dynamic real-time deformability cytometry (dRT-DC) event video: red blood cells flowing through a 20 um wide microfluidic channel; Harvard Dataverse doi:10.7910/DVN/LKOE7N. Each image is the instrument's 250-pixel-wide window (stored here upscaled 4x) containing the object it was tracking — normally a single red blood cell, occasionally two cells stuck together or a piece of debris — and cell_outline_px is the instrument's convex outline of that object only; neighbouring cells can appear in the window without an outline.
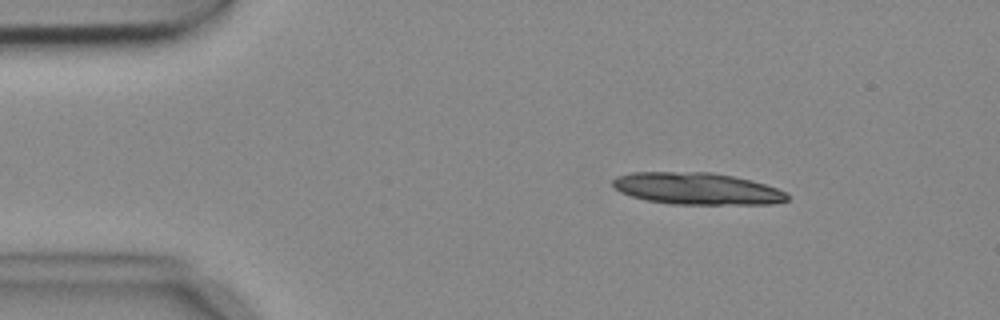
{"species": "common noctule bat (a hibernating species)", "species_latin": "Nyctalus noctula", "temperature_condition": "cold", "stored_images_in_passage": 4, "camera_frame_rate_fps": 3000, "um_per_image_px": 0.085, "animal": {"sex": "female", "body_mass_g": 18.4}, "frame": {"image": 1, "passage_image": 2, "time_ms": 0.333, "image_size_px": [1000, 320], "cell_outline_px": [[788, 200], [772, 204], [672, 204], [648, 200], [632, 196], [620, 192], [612, 188], [612, 180], [616, 176], [632, 172], [708, 172], [732, 176], [752, 180], [788, 192]], "centroid_in_image_um": [59.22, 16.03], "position_along_channel_um": 25.8, "area_um2": 32.48}}